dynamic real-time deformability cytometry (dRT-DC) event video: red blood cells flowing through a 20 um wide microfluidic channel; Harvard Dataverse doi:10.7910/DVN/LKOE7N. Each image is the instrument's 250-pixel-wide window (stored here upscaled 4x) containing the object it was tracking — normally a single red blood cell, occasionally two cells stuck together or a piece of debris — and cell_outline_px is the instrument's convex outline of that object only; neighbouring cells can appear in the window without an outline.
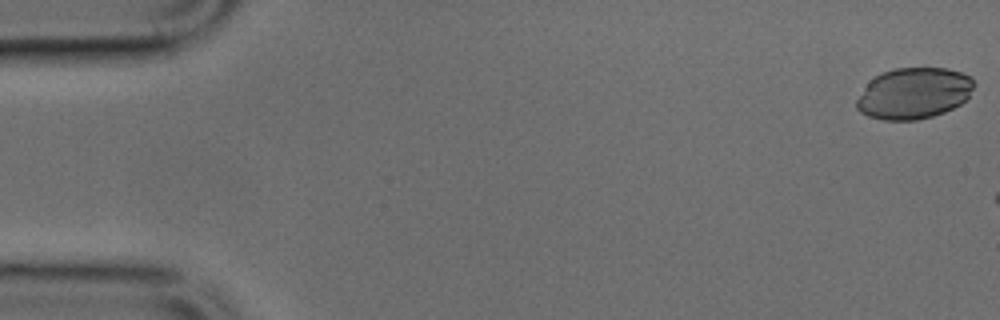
{"species": "common noctule bat (a hibernating species)", "species_latin": "Nyctalus noctula", "temperature_condition": "cold", "stored_images_in_passage": 10, "camera_frame_rate_fps": 3000, "um_per_image_px": 0.085, "animal": {"sex": "male", "body_mass_g": 17.9, "forearm_length_mm": 54.2}, "frame": {"image": 1, "passage_image": 1, "time_ms": 0.0, "image_size_px": [1000, 320], "cell_outline_px": [[976, 84], [968, 96], [960, 104], [944, 112], [932, 116], [916, 120], [884, 120], [868, 116], [860, 112], [856, 108], [856, 100], [864, 88], [880, 72], [896, 68], [948, 68], [972, 76]], "centroid_in_image_um": [77.68, 7.92], "position_along_channel_um": 7.3, "area_um2": 35.03}}